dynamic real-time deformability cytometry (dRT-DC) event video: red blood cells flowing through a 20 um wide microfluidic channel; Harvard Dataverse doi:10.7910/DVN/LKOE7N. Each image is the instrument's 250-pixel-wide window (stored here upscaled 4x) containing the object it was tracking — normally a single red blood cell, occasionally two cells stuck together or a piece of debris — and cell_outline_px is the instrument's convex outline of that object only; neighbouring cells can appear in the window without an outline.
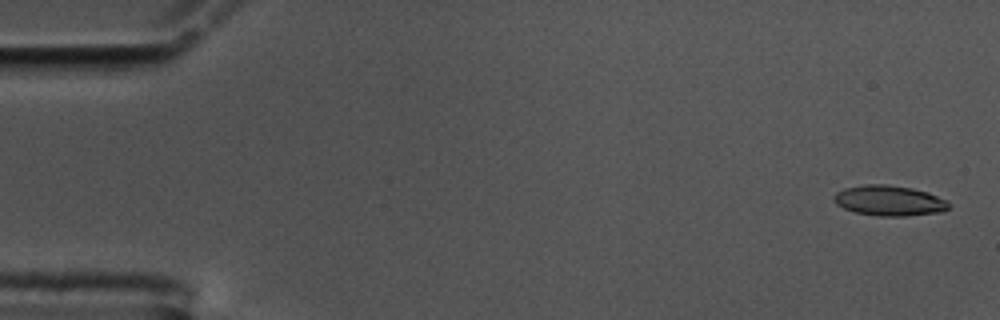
{"species": "common noctule bat (a hibernating species)", "species_latin": "Nyctalus noctula", "temperature_condition": "cold", "stored_images_in_passage": 59, "camera_frame_rate_fps": 3000, "um_per_image_px": 0.085, "animal": {"sex": "male", "body_mass_g": 17.5, "forearm_length_mm": 52.3}, "frame": {"image": 1, "passage_image": 2, "time_ms": 0.333, "image_size_px": [1000, 320], "cell_outline_px": [[948, 208], [940, 212], [904, 216], [880, 216], [856, 212], [844, 208], [836, 204], [832, 200], [832, 196], [836, 192], [844, 188], [864, 184], [888, 184], [912, 188], [928, 192], [948, 200]], "centroid_in_image_um": [75.55, 17.04], "position_along_channel_um": 9.4, "area_um2": 20.4}}
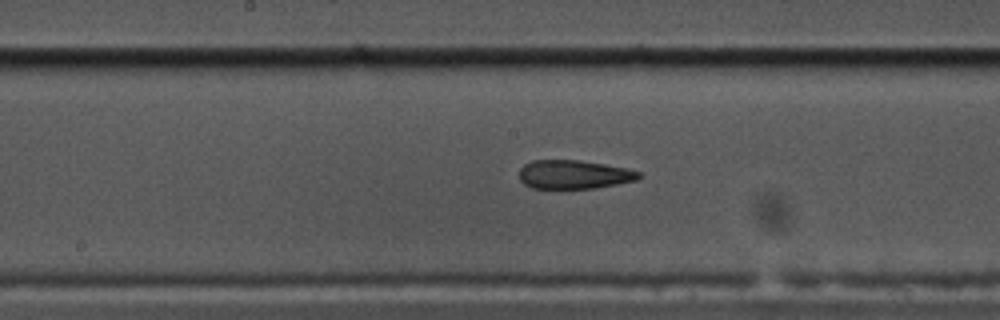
{"frame": {"image": 2, "passage_image": 30, "time_ms": 9.667, "image_size_px": [1000, 320], "cell_outline_px": [[640, 176], [636, 180], [596, 188], [532, 188], [524, 184], [520, 180], [520, 168], [524, 164], [532, 160], [580, 160], [628, 168], [640, 172]], "centroid_in_image_um": [48.77, 14.82], "position_along_channel_um": 199.4, "area_um2": 20.0}}
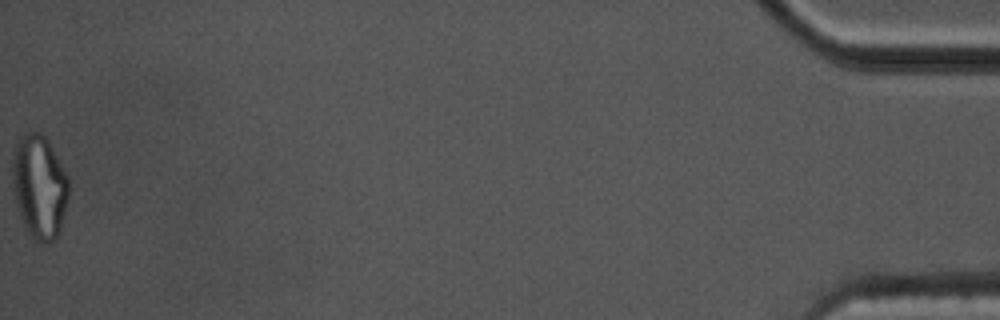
{"frame": {"image": 3, "passage_image": 59, "time_ms": 19.333, "image_size_px": [1000, 320], "cell_outline_px": [[68, 200], [60, 232], [48, 244], [44, 244], [32, 240], [24, 228], [12, 192], [12, 156], [16, 140], [24, 132], [40, 132], [48, 140], [68, 176]], "centroid_in_image_um": [3.32, 15.88], "position_along_channel_um": 431.9, "area_um2": 34.8}, "authors_computed_cell_mechanics": {"area_um2": 21.097, "velocity_mm_per_s": 3.4347, "shape_relaxation_time_tau1_ms": null, "shape_relaxation_time_tau2_ms": 3.7512, "deformation_change_tau1": null, "deformation_change_tau2": 0.1302}}